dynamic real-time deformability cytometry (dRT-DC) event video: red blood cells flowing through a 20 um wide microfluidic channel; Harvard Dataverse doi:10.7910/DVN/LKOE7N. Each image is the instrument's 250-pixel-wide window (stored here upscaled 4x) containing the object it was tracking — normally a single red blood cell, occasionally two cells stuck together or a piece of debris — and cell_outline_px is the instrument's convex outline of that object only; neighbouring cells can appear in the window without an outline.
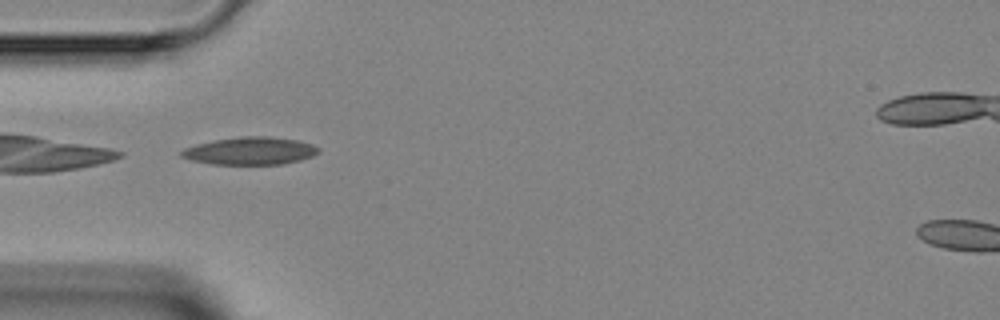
{"species": "Egyptian fruit bat (a non-hibernating species)", "species_latin": "Rousettus aegyptiacus", "temperature_condition": "room temperature", "stored_images_in_passage": 4, "camera_frame_rate_fps": 3000, "um_per_image_px": 0.085, "animal": {"sex": "female"}, "frame": {"image": 1, "passage_image": 2, "time_ms": 1.0, "image_size_px": [1000, 320], "cell_outline_px": [[320, 152], [312, 156], [300, 160], [284, 164], [212, 164], [192, 160], [180, 156], [180, 152], [184, 148], [196, 144], [216, 140], [240, 136], [268, 136], [296, 140], [312, 144], [320, 148]], "centroid_in_image_um": [21.28, 12.82], "position_along_channel_um": 63.7, "area_um2": 22.02}}
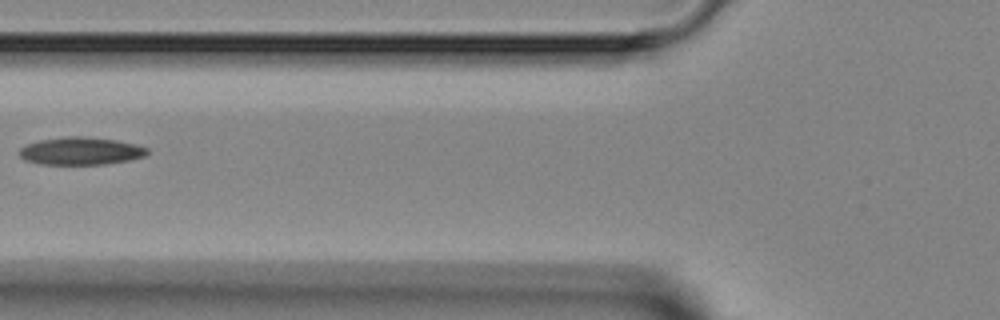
{"frame": {"image": 2, "passage_image": 3, "time_ms": 2.333, "image_size_px": [1000, 320], "cell_outline_px": [[148, 152], [144, 156], [128, 160], [104, 164], [40, 164], [24, 160], [20, 156], [20, 148], [28, 144], [40, 140], [68, 136], [80, 136], [116, 140], [136, 144], [148, 148]], "centroid_in_image_um": [6.86, 12.83], "position_along_channel_um": 118.9, "area_um2": 20.4}}
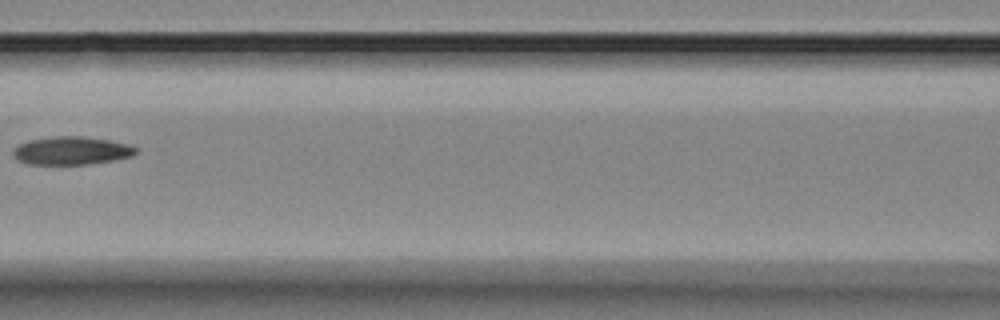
{"frame": {"image": 3, "passage_image": 4, "time_ms": 3.333, "image_size_px": [1000, 320], "cell_outline_px": [[136, 152], [132, 156], [116, 160], [88, 164], [28, 164], [16, 160], [12, 156], [12, 148], [28, 140], [52, 136], [80, 136], [108, 140], [128, 144], [136, 148]], "centroid_in_image_um": [6.02, 12.81], "position_along_channel_um": 160.6, "area_um2": 20.23}}